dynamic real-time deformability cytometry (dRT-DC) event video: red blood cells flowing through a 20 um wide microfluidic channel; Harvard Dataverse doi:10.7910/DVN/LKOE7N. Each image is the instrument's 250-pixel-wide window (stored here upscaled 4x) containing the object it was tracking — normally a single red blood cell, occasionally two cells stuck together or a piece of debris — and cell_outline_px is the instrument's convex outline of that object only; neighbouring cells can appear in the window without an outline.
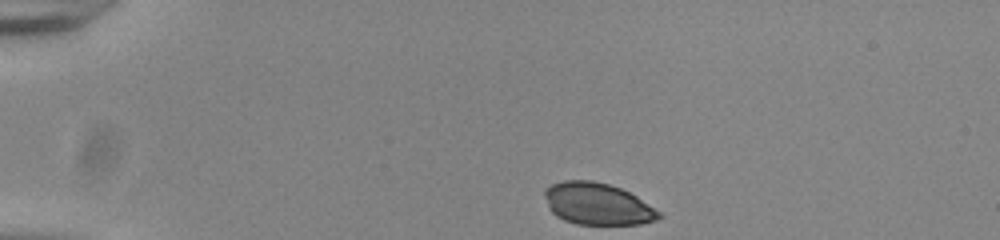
{"species": "common noctule bat (a hibernating species)", "species_latin": "Nyctalus noctula", "temperature_condition": "room temperature", "stored_images_in_passage": 37, "camera_frame_rate_fps": 3000, "um_per_image_px": 0.085, "animal": {"sex": "male", "body_mass_g": 20.0, "forearm_length_mm": 53.3}, "frame": {"image": 1, "passage_image": 1, "time_ms": 0.0, "image_size_px": [1000, 240], "cell_outline_px": [[664, 216], [656, 220], [640, 224], [576, 224], [564, 220], [556, 216], [548, 208], [544, 196], [544, 188], [552, 184], [564, 180], [592, 180], [608, 184], [620, 188], [636, 196], [660, 212]], "centroid_in_image_um": [50.75, 17.33], "position_along_channel_um": 34.2, "area_um2": 27.92}}
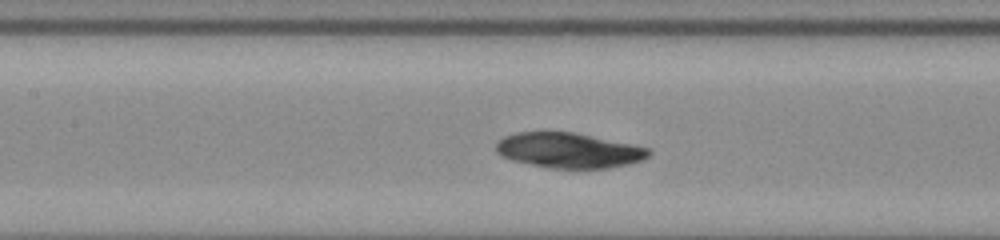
{"frame": {"image": 2, "passage_image": 16, "time_ms": 5.0, "image_size_px": [1000, 240], "cell_outline_px": [[652, 152], [644, 160], [628, 164], [608, 168], [552, 168], [512, 160], [500, 156], [496, 152], [496, 140], [504, 136], [516, 132], [576, 132], [648, 148]], "centroid_in_image_um": [48.32, 12.77], "position_along_channel_um": 159.1, "area_um2": 31.27}}
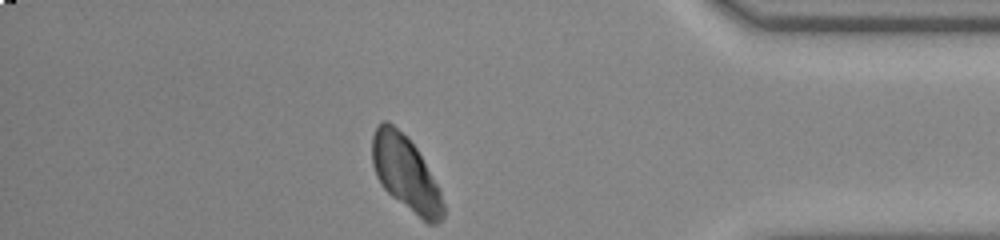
{"frame": {"image": 3, "passage_image": 37, "time_ms": 12.0, "image_size_px": [1000, 240], "cell_outline_px": [[444, 216], [436, 224], [428, 224], [392, 196], [380, 184], [376, 176], [372, 164], [372, 136], [376, 128], [384, 120], [388, 120], [416, 148], [440, 188], [444, 204]], "centroid_in_image_um": [34.49, 14.77], "position_along_channel_um": 400.7, "area_um2": 30.52}}